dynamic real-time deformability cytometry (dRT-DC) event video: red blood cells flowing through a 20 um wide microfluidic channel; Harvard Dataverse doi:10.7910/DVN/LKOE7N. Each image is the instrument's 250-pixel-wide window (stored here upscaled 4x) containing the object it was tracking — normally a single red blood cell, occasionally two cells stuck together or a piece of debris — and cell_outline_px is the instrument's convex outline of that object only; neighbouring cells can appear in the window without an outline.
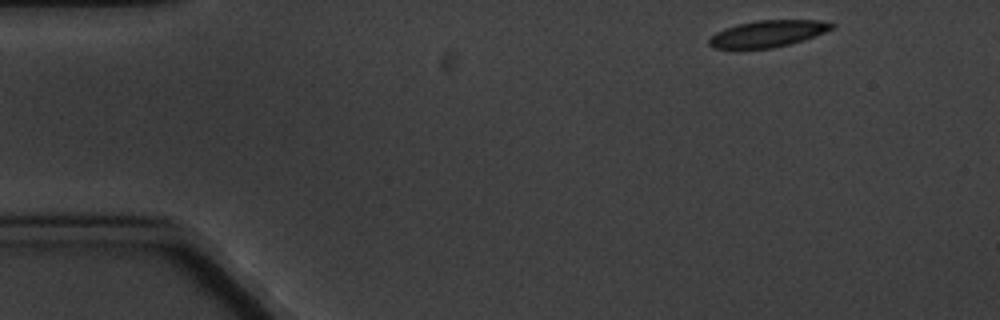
{"species": "common noctule bat (a hibernating species)", "species_latin": "Nyctalus noctula", "temperature_condition": "cold", "stored_images_in_passage": 3, "camera_frame_rate_fps": 3000, "um_per_image_px": 0.085, "animal": {"sex": "male", "body_mass_g": 20.1, "forearm_length_mm": 53.5}, "frame": {"image": 1, "passage_image": 1, "time_ms": 0.0, "image_size_px": [1000, 320], "cell_outline_px": [[836, 28], [804, 40], [772, 48], [732, 52], [712, 48], [708, 44], [708, 40], [716, 32], [724, 28], [736, 24], [756, 20], [820, 20], [836, 24]], "centroid_in_image_um": [65.18, 2.91], "position_along_channel_um": 19.8, "area_um2": 20.0}}